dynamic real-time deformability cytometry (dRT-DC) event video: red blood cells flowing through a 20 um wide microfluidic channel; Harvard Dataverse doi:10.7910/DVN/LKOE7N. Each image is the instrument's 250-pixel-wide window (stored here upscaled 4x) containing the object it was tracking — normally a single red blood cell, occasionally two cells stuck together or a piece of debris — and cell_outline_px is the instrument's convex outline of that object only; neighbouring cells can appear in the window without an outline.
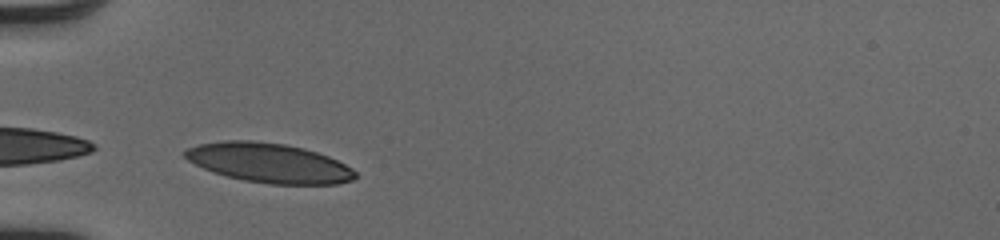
{"species": "human", "species_latin": "Homo sapiens", "temperature_condition": "cold", "stored_images_in_passage": 28, "camera_frame_rate_fps": 3000, "um_per_image_px": 0.085, "donor": {"sex": "male"}, "frame": {"image": 1, "passage_image": 1, "time_ms": 0.0, "image_size_px": [1000, 240], "cell_outline_px": [[356, 176], [352, 180], [336, 184], [272, 184], [244, 180], [212, 172], [188, 160], [184, 156], [184, 152], [188, 148], [200, 144], [224, 140], [252, 140], [284, 144], [304, 148], [328, 156], [352, 168], [356, 172]], "centroid_in_image_um": [22.87, 13.84], "position_along_channel_um": 62.1, "area_um2": 38.9}}
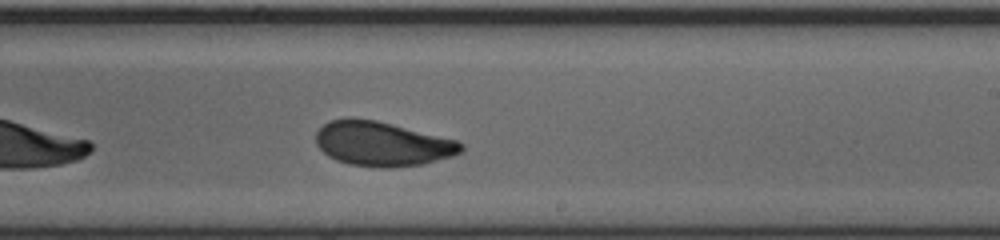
{"frame": {"image": 2, "passage_image": 16, "time_ms": 5.0, "image_size_px": [1000, 240], "cell_outline_px": [[464, 152], [452, 156], [424, 164], [392, 168], [380, 168], [348, 164], [336, 160], [328, 156], [316, 144], [316, 132], [328, 120], [376, 120], [456, 140], [464, 144]], "centroid_in_image_um": [32.52, 12.26], "position_along_channel_um": 256.5, "area_um2": 37.34}}
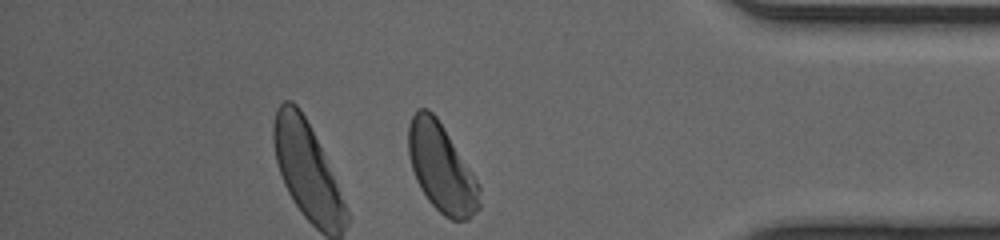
{"frame": {"image": 3, "passage_image": 28, "time_ms": 9.0, "image_size_px": [1000, 240], "cell_outline_px": [[480, 208], [468, 220], [452, 220], [444, 216], [428, 200], [420, 188], [416, 180], [408, 156], [408, 124], [412, 116], [420, 108], [428, 108], [436, 116], [444, 128], [472, 172], [480, 188]], "centroid_in_image_um": [37.51, 14.29], "position_along_channel_um": 397.7, "area_um2": 36.41}, "authors_computed_cell_mechanics": {"area_um2": 38.0613, "velocity_mm_per_s": 4.0654, "shape_relaxation_time_tau1_ms": 2.7926, "shape_relaxation_time_tau2_ms": 0.9249, "deformation_change_tau1": 0.1223, "deformation_change_tau2": 0.0682}}